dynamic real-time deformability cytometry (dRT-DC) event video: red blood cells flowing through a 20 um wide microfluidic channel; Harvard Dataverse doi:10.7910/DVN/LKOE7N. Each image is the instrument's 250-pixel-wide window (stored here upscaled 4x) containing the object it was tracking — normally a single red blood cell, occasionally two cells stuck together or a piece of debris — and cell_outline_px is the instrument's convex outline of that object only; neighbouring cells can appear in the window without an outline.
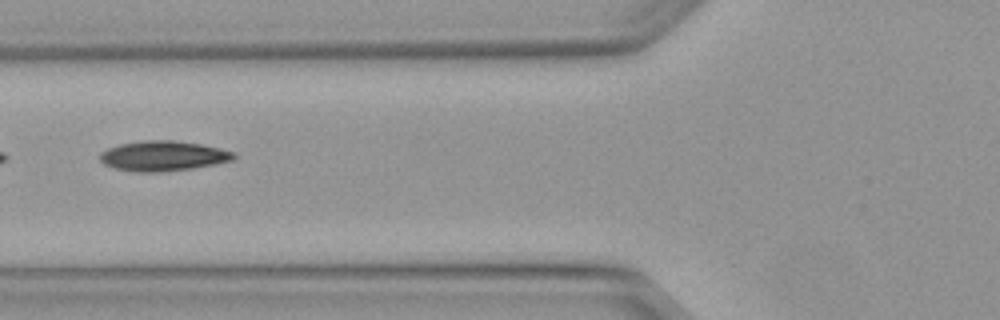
{"species": "Egyptian fruit bat (a non-hibernating species)", "species_latin": "Rousettus aegyptiacus", "temperature_condition": "warm", "stored_images_in_passage": 7, "camera_frame_rate_fps": 3000, "um_per_image_px": 0.085, "animal": {"sex": "female"}, "frame": {"image": 1, "passage_image": 6, "time_ms": 1.667, "image_size_px": [1000, 320], "cell_outline_px": [[236, 156], [232, 160], [216, 164], [192, 168], [160, 172], [136, 172], [116, 168], [104, 164], [100, 160], [100, 152], [108, 148], [120, 144], [144, 140], [172, 140], [200, 144], [220, 148], [236, 152]], "centroid_in_image_um": [13.88, 13.25], "position_along_channel_um": 111.9, "area_um2": 23.41}}
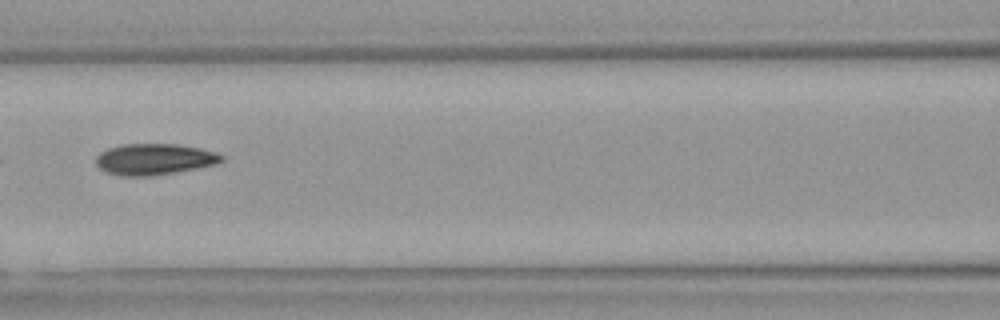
{"frame": {"image": 2, "passage_image": 7, "time_ms": 2.0, "image_size_px": [1000, 320], "cell_outline_px": [[224, 160], [216, 164], [176, 172], [152, 176], [120, 176], [104, 172], [96, 164], [96, 156], [100, 152], [108, 148], [124, 144], [176, 144], [200, 148], [216, 152], [224, 156]], "centroid_in_image_um": [13.1, 13.54], "position_along_channel_um": 153.5, "area_um2": 22.95}}